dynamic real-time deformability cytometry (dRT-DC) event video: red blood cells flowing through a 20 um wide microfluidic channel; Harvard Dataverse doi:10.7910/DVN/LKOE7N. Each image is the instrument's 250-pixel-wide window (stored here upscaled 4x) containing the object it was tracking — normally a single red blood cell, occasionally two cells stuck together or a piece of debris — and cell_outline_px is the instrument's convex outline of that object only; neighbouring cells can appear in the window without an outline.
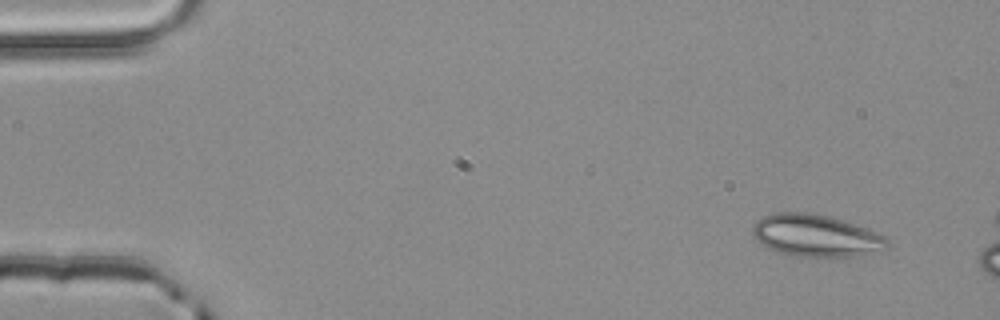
{"species": "common noctule bat (a hibernating species)", "species_latin": "Nyctalus noctula", "temperature_condition": "room temperature", "stored_images_in_passage": 4, "segment_of_instrument_passage": [2, 2], "camera_frame_rate_fps": 3000, "um_per_image_px": 0.085, "animal": {"sex": "male", "body_mass_g": 20.4}, "frame": {"image": 1, "passage_image": 4, "time_ms": 1.0, "image_size_px": [1000, 320], "cell_outline_px": [[888, 248], [864, 256], [792, 256], [768, 248], [756, 240], [752, 236], [752, 228], [756, 220], [772, 212], [812, 212], [844, 220], [868, 228], [884, 236], [888, 240]], "centroid_in_image_um": [69.35, 20.02], "position_along_channel_um": 15.6, "area_um2": 33.41}}